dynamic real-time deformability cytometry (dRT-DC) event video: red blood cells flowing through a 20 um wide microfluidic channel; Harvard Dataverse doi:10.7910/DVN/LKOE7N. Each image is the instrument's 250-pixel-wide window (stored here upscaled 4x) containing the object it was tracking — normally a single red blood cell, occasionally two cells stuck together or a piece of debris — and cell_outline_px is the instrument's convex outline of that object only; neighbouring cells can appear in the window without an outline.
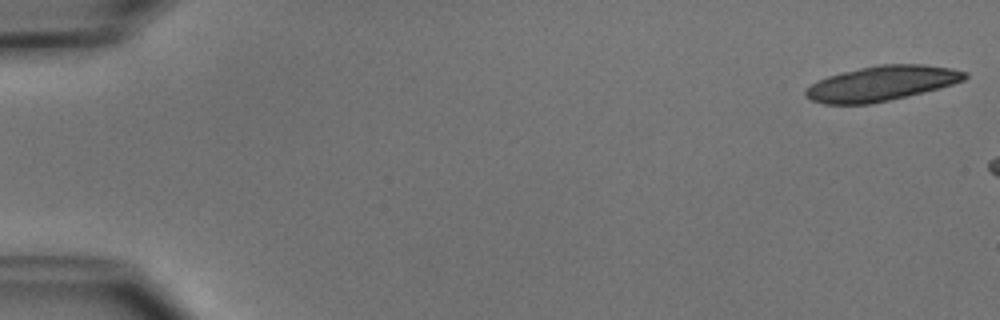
{"species": "common noctule bat (a hibernating species)", "species_latin": "Nyctalus noctula", "temperature_condition": "cold", "stored_images_in_passage": 6, "camera_frame_rate_fps": 3000, "um_per_image_px": 0.085, "animal": {"sex": "male", "body_mass_g": 15.6}, "frame": {"image": 1, "passage_image": 1, "time_ms": 0.0, "image_size_px": [1000, 320], "cell_outline_px": [[968, 76], [964, 80], [940, 88], [924, 92], [872, 104], [824, 104], [812, 100], [804, 96], [804, 88], [816, 80], [840, 72], [880, 64], [924, 64], [952, 68], [968, 72]], "centroid_in_image_um": [74.91, 7.09], "position_along_channel_um": 10.1, "area_um2": 32.71}}